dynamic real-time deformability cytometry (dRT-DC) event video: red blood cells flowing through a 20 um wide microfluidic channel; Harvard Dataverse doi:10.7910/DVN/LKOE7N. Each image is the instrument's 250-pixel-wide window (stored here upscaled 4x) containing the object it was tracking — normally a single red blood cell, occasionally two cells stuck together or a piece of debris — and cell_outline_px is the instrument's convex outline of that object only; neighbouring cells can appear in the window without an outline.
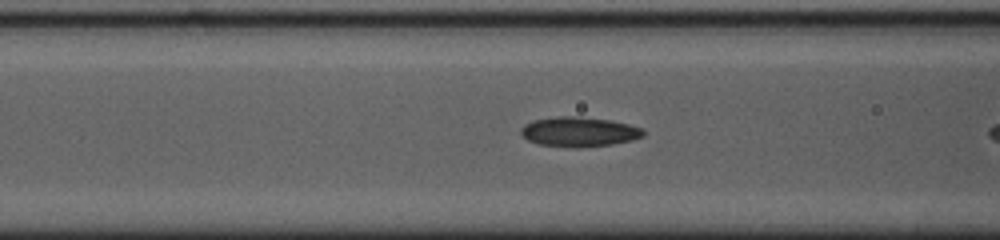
{"species": "common noctule bat (a hibernating species)", "species_latin": "Nyctalus noctula", "temperature_condition": "cold", "stored_images_in_passage": 37, "camera_frame_rate_fps": 3000, "um_per_image_px": 0.085, "animal": {"sex": "female", "body_mass_g": 23.0, "forearm_length_mm": 53.4}, "frame": {"image": 1, "passage_image": 15, "time_ms": 4.667, "image_size_px": [1000, 240], "cell_outline_px": [[644, 136], [632, 140], [612, 144], [576, 148], [540, 144], [528, 140], [520, 132], [520, 128], [524, 124], [532, 120], [556, 116], [580, 116], [612, 120], [644, 128]], "centroid_in_image_um": [49.23, 11.19], "position_along_channel_um": 117.4, "area_um2": 21.39}}
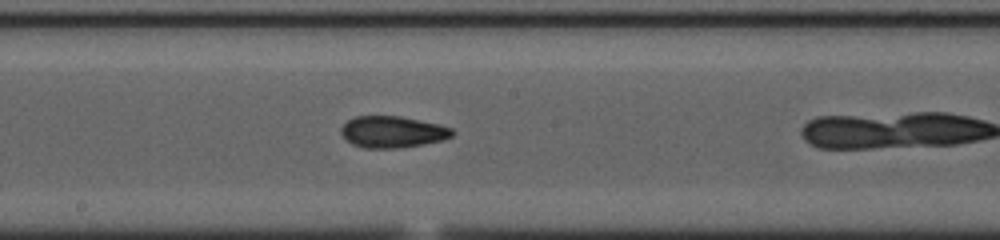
{"frame": {"image": 2, "passage_image": 23, "time_ms": 7.333, "image_size_px": [1000, 240], "cell_outline_px": [[456, 132], [452, 136], [444, 140], [400, 148], [364, 148], [352, 144], [340, 132], [340, 128], [348, 120], [356, 116], [400, 116], [440, 124], [452, 128]], "centroid_in_image_um": [33.39, 11.21], "position_along_channel_um": 214.8, "area_um2": 20.52}}
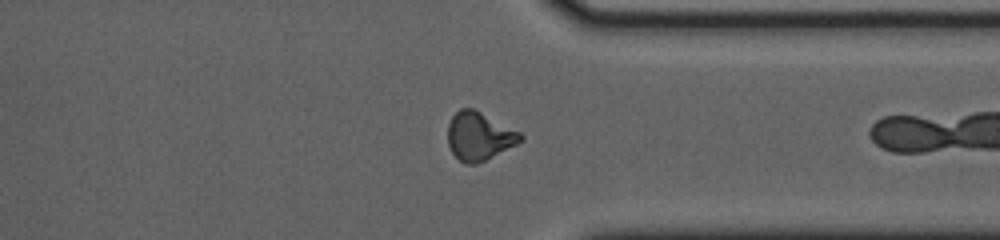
{"frame": {"image": 3, "passage_image": 36, "time_ms": 11.667, "image_size_px": [1000, 240], "cell_outline_px": [[524, 140], [476, 164], [464, 164], [452, 152], [448, 144], [448, 124], [452, 116], [460, 108], [472, 108], [520, 132], [524, 136]], "centroid_in_image_um": [40.71, 11.57], "position_along_channel_um": 370.7, "area_um2": 20.11}}